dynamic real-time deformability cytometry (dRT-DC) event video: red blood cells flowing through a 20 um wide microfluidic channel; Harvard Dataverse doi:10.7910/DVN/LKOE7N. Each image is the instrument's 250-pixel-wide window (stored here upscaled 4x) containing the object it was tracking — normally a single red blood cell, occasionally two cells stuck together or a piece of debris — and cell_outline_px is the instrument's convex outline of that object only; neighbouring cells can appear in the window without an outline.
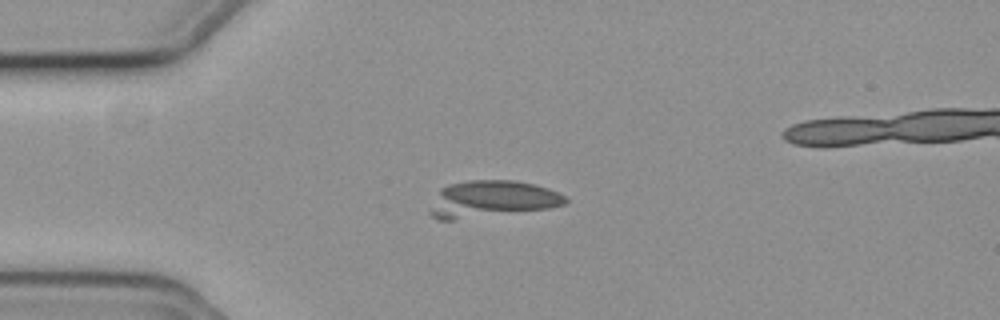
{"species": "common noctule bat (a hibernating species)", "species_latin": "Nyctalus noctula", "temperature_condition": "cold", "stored_images_in_passage": 52, "camera_frame_rate_fps": 3000, "um_per_image_px": 0.085, "animal": {"sex": "female", "body_mass_g": 19.3, "forearm_length_mm": 54.1}, "frame": {"image": 1, "passage_image": 14, "time_ms": 4.333, "image_size_px": [1000, 320], "cell_outline_px": [[568, 200], [564, 204], [548, 208], [452, 220], [440, 220], [432, 216], [428, 212], [440, 188], [448, 184], [468, 180], [516, 180], [536, 184], [548, 188], [564, 196]], "centroid_in_image_um": [41.77, 16.9], "position_along_channel_um": 43.2, "area_um2": 28.78}}
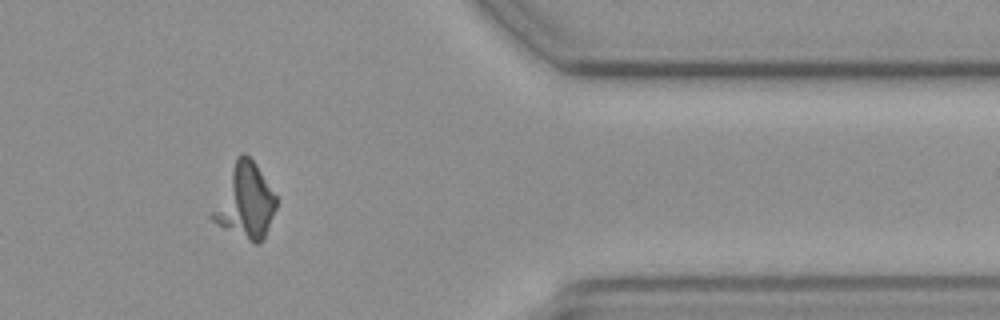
{"frame": {"image": 2, "passage_image": 46, "time_ms": 15.0, "image_size_px": [1000, 320], "cell_outline_px": [[276, 208], [264, 240], [260, 244], [252, 244], [216, 224], [208, 216], [236, 156], [244, 152], [256, 164], [276, 196]], "centroid_in_image_um": [20.82, 17.16], "position_along_channel_um": 390.6, "area_um2": 27.86}}